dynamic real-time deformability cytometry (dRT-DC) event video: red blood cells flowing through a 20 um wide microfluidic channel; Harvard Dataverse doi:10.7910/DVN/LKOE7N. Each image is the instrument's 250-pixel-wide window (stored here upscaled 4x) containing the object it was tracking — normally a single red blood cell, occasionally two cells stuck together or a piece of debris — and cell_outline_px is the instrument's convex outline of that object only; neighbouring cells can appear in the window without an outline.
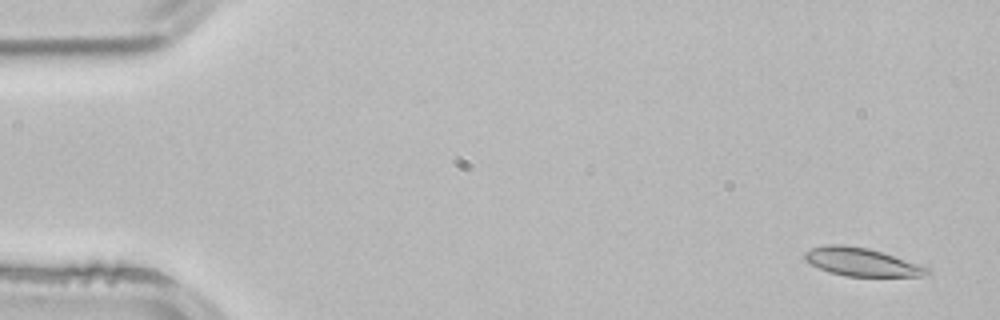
{"species": "common noctule bat (a hibernating species)", "species_latin": "Nyctalus noctula", "temperature_condition": "room temperature", "stored_images_in_passage": 54, "camera_frame_rate_fps": 3000, "um_per_image_px": 0.085, "animal": {"sex": "male", "body_mass_g": 21.5, "forearm_length_mm": 52.0}, "frame": {"image": 1, "passage_image": 3, "time_ms": 0.667, "image_size_px": [1000, 320], "cell_outline_px": [[932, 272], [920, 276], [844, 276], [828, 272], [804, 260], [804, 252], [812, 248], [824, 244], [844, 244], [868, 248], [928, 268]], "centroid_in_image_um": [73.15, 22.26], "position_along_channel_um": 11.9, "area_um2": 19.77}}
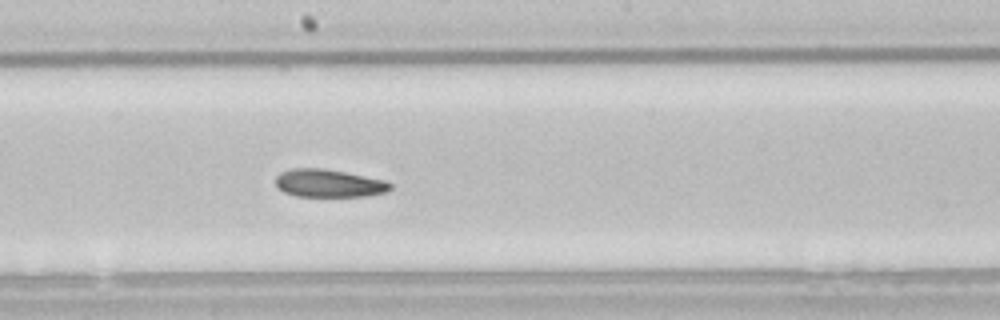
{"frame": {"image": 2, "passage_image": 29, "time_ms": 9.333, "image_size_px": [1000, 320], "cell_outline_px": [[392, 188], [384, 192], [364, 196], [296, 196], [284, 192], [276, 184], [276, 176], [280, 172], [288, 168], [324, 168], [384, 180], [392, 184]], "centroid_in_image_um": [27.91, 15.57], "position_along_channel_um": 220.3, "area_um2": 18.5}}
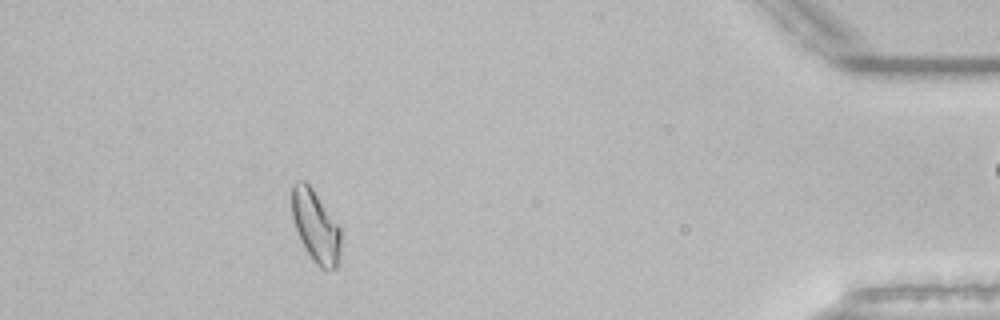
{"frame": {"image": 3, "passage_image": 48, "time_ms": 15.667, "image_size_px": [1000, 320], "cell_outline_px": [[340, 256], [336, 268], [328, 272], [320, 268], [312, 260], [304, 248], [296, 228], [292, 216], [292, 184], [296, 180], [304, 180], [312, 188], [340, 228]], "centroid_in_image_um": [26.82, 19.27], "position_along_channel_um": 408.4, "area_um2": 20.52}, "authors_computed_cell_mechanics": {"area_um2": 19.941, "velocity_mm_per_s": 3.8586, "shape_relaxation_time_tau1_ms": null, "shape_relaxation_time_tau2_ms": 4.5093, "deformation_change_tau1": null, "deformation_change_tau2": 0.1299}}